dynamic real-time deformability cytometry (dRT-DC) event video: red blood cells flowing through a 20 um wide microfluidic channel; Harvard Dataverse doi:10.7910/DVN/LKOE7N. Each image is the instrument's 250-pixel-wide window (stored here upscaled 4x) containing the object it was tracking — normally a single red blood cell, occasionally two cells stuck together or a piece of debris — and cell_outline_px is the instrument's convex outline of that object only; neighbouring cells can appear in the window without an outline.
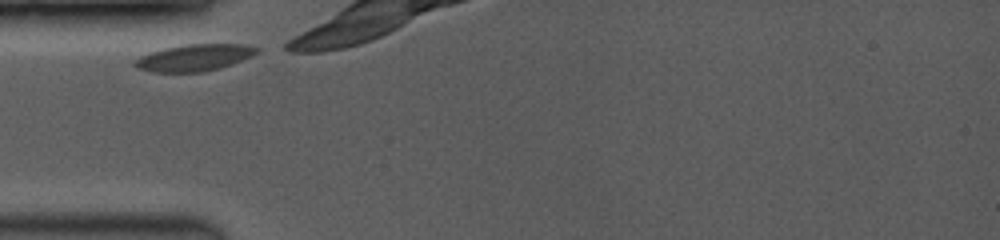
{"species": "common noctule bat (a hibernating species)", "species_latin": "Nyctalus noctula", "temperature_condition": "room temperature", "stored_images_in_passage": 6, "camera_frame_rate_fps": 3500, "um_per_image_px": 0.085, "animal": {"sex": "female", "body_mass_g": 19.0, "forearm_length_mm": 53.3}, "frame": {"image": 1, "passage_image": 1, "time_ms": 0.0, "image_size_px": [1000, 240], "cell_outline_px": [[260, 52], [252, 56], [232, 64], [220, 68], [204, 72], [152, 72], [136, 68], [132, 64], [132, 60], [140, 56], [164, 48], [184, 44], [244, 44], [260, 48]], "centroid_in_image_um": [16.51, 4.9], "position_along_channel_um": 68.5, "area_um2": 19.25}}